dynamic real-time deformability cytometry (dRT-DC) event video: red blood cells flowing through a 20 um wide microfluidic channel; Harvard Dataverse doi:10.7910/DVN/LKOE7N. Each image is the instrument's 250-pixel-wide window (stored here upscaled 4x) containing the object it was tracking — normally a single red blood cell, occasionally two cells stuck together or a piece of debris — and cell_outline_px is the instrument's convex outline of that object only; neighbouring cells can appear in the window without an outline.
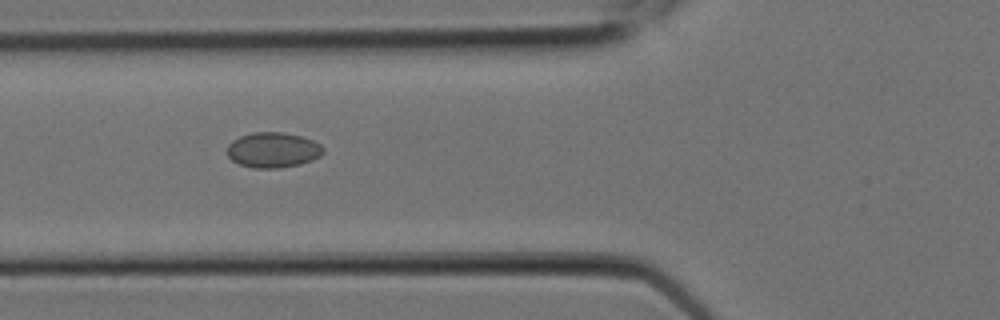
{"species": "Egyptian fruit bat (a non-hibernating species)", "species_latin": "Rousettus aegyptiacus", "temperature_condition": "room temperature", "stored_images_in_passage": 5, "camera_frame_rate_fps": 3000, "um_per_image_px": 0.085, "animal": {"sex": "female"}, "frame": {"image": 1, "passage_image": 4, "time_ms": 1.0, "image_size_px": [1000, 320], "cell_outline_px": [[324, 152], [320, 156], [312, 160], [300, 164], [280, 168], [252, 168], [240, 164], [232, 160], [228, 156], [228, 144], [232, 140], [240, 136], [252, 132], [284, 132], [300, 136], [312, 140], [320, 144], [324, 148]], "centroid_in_image_um": [23.21, 12.75], "position_along_channel_um": 102.6, "area_um2": 19.83}}
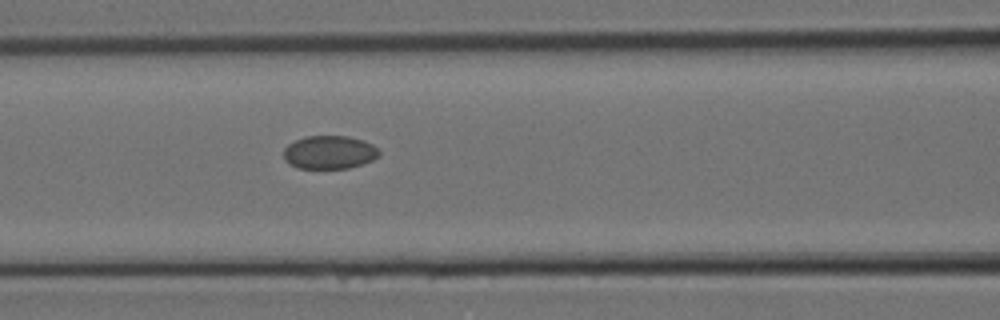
{"frame": {"image": 2, "passage_image": 5, "time_ms": 1.333, "image_size_px": [1000, 320], "cell_outline_px": [[380, 156], [364, 164], [348, 168], [300, 168], [288, 164], [284, 160], [284, 148], [288, 144], [304, 136], [348, 136], [364, 140], [372, 144], [380, 152]], "centroid_in_image_um": [28.0, 12.94], "position_along_channel_um": 138.6, "area_um2": 18.67}}